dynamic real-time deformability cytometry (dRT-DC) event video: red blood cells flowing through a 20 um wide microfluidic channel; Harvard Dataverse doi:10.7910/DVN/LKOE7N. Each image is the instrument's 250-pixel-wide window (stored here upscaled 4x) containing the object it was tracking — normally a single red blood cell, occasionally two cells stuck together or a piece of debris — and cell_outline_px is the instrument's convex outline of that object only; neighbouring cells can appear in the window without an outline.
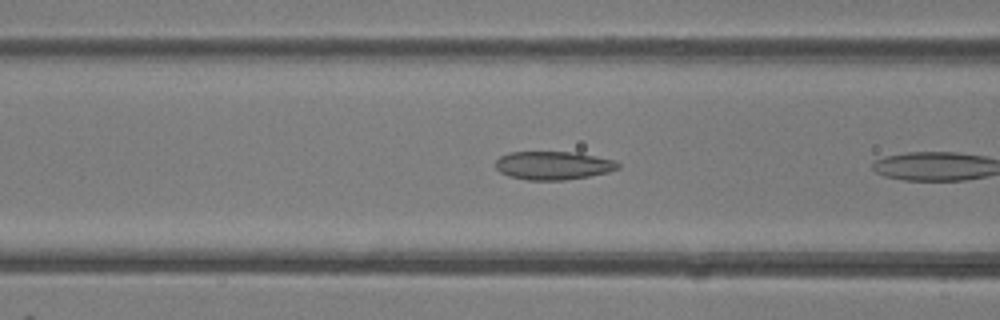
{"species": "common noctule bat (a hibernating species)", "species_latin": "Nyctalus noctula", "temperature_condition": "room temperature", "stored_images_in_passage": 6, "camera_frame_rate_fps": 3000, "um_per_image_px": 0.085, "animal": {"sex": "female"}, "frame": {"image": 1, "passage_image": 5, "time_ms": 1.333, "image_size_px": [1000, 320], "cell_outline_px": [[620, 168], [608, 172], [588, 176], [564, 180], [528, 180], [508, 176], [500, 172], [496, 168], [496, 160], [500, 156], [508, 152], [576, 152], [616, 160], [620, 164]], "centroid_in_image_um": [47.03, 14.06], "position_along_channel_um": 119.6, "area_um2": 20.35}}